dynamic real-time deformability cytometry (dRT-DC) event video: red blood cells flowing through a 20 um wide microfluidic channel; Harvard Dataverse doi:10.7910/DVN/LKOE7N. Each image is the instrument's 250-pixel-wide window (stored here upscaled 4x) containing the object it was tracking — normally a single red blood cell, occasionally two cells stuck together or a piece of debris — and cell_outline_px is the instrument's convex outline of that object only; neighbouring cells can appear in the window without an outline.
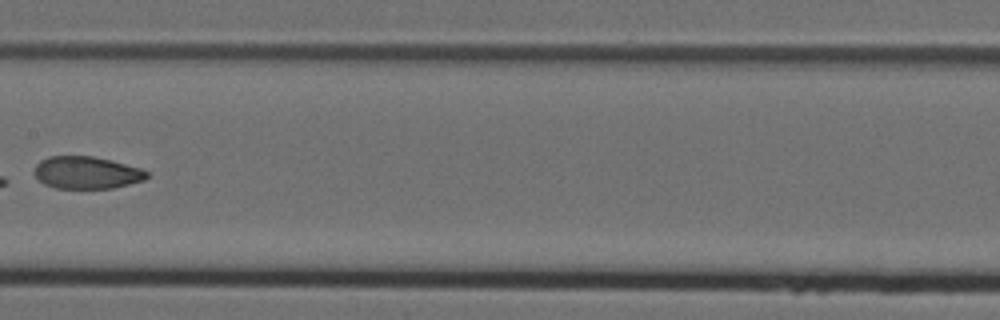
{"species": "Egyptian fruit bat (a non-hibernating species)", "species_latin": "Rousettus aegyptiacus", "temperature_condition": "cold", "stored_images_in_passage": 8, "camera_frame_rate_fps": 3000, "um_per_image_px": 0.085, "animal": {"sex": "female"}, "frame": {"image": 1, "passage_image": 7, "time_ms": 2.0, "image_size_px": [1000, 320], "cell_outline_px": [[148, 176], [144, 180], [112, 188], [56, 188], [44, 184], [32, 172], [36, 164], [40, 160], [48, 156], [92, 156], [140, 168], [148, 172]], "centroid_in_image_um": [7.31, 14.67], "position_along_channel_um": 200.1, "area_um2": 21.04}}
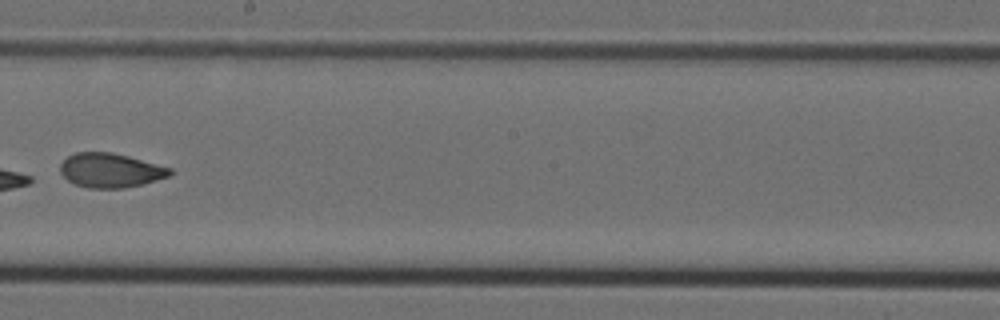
{"frame": {"image": 2, "passage_image": 8, "time_ms": 2.333, "image_size_px": [1000, 320], "cell_outline_px": [[172, 172], [168, 176], [156, 180], [124, 188], [88, 188], [76, 184], [68, 180], [60, 172], [60, 164], [68, 156], [76, 152], [112, 152], [128, 156], [172, 168]], "centroid_in_image_um": [9.37, 14.47], "position_along_channel_um": 238.8, "area_um2": 21.73}}